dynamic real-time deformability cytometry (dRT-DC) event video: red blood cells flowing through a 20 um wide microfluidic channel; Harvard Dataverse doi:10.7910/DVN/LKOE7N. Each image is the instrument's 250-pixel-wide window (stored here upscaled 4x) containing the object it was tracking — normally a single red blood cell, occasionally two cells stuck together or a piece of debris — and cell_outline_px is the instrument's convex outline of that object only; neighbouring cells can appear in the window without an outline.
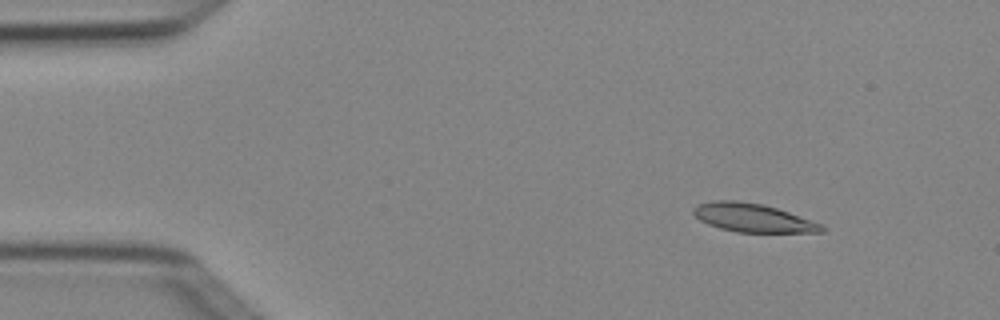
{"species": "Egyptian fruit bat (a non-hibernating species)", "species_latin": "Rousettus aegyptiacus", "temperature_condition": "cold", "stored_images_in_passage": 4, "camera_frame_rate_fps": 3000, "um_per_image_px": 0.085, "animal": {"sex": "female"}, "frame": {"image": 1, "passage_image": 2, "time_ms": 0.333, "image_size_px": [1000, 320], "cell_outline_px": [[824, 232], [736, 232], [720, 228], [708, 224], [700, 220], [692, 212], [692, 208], [696, 204], [712, 200], [736, 200], [760, 204], [776, 208], [788, 212], [820, 224], [824, 228]], "centroid_in_image_um": [63.91, 18.5], "position_along_channel_um": 21.1, "area_um2": 21.04}}